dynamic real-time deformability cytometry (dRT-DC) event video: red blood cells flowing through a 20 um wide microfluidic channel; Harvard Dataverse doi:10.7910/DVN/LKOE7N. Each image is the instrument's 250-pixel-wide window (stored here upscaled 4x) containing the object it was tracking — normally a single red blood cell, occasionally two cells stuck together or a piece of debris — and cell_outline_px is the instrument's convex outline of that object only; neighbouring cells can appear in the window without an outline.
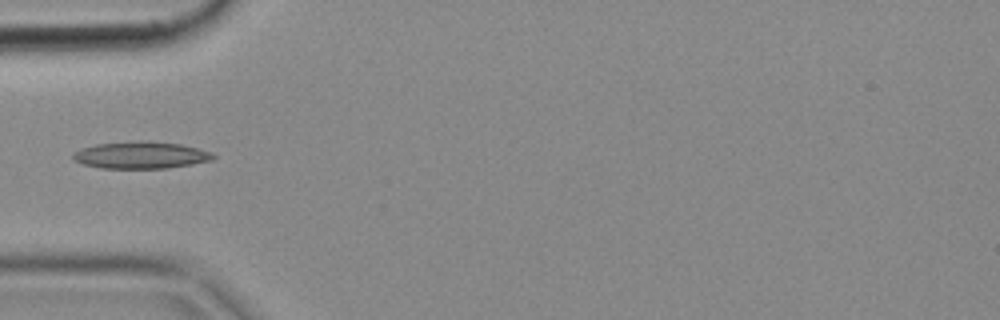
{"species": "common noctule bat (a hibernating species)", "species_latin": "Nyctalus noctula", "temperature_condition": "cold", "stored_images_in_passage": 4, "camera_frame_rate_fps": 3000, "um_per_image_px": 0.085, "animal": {"sex": "female", "body_mass_g": 18.4}, "frame": {"image": 1, "passage_image": 4, "time_ms": 1.0, "image_size_px": [1000, 320], "cell_outline_px": [[216, 156], [212, 160], [192, 164], [168, 168], [100, 168], [84, 164], [72, 160], [72, 152], [80, 148], [96, 144], [140, 140], [180, 144], [212, 152]], "centroid_in_image_um": [11.93, 13.18], "position_along_channel_um": 73.1, "area_um2": 22.14}}